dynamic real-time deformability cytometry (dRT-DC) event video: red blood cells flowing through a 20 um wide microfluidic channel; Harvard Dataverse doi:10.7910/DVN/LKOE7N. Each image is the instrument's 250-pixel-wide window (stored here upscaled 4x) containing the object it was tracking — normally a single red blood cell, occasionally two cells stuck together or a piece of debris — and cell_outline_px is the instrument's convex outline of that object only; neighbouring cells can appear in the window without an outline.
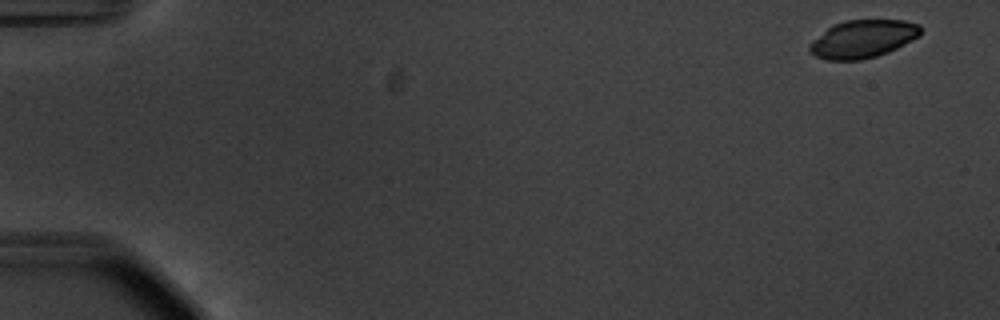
{"species": "common noctule bat (a hibernating species)", "species_latin": "Nyctalus noctula", "temperature_condition": "warm", "stored_images_in_passage": 53, "camera_frame_rate_fps": 3000, "um_per_image_px": 0.085, "animal": {"sex": "male", "body_mass_g": 20.1, "forearm_length_mm": 53.5}, "frame": {"image": 1, "passage_image": 1, "time_ms": 0.0, "image_size_px": [1000, 320], "cell_outline_px": [[920, 36], [888, 52], [876, 56], [860, 60], [828, 60], [816, 56], [808, 48], [808, 44], [812, 40], [832, 24], [844, 20], [904, 20], [920, 24]], "centroid_in_image_um": [73.33, 3.3], "position_along_channel_um": 11.7, "area_um2": 24.51}}
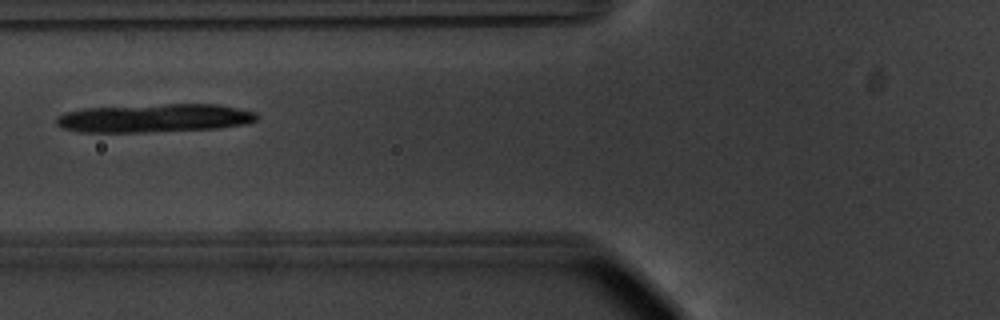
{"frame": {"image": 2, "passage_image": 21, "time_ms": 6.667, "image_size_px": [1000, 320], "cell_outline_px": [[260, 116], [256, 120], [244, 124], [220, 128], [140, 132], [80, 132], [64, 128], [56, 124], [56, 116], [68, 112], [84, 108], [164, 104], [220, 104], [256, 112]], "centroid_in_image_um": [13.15, 10.03], "position_along_channel_um": 112.6, "area_um2": 33.18}}
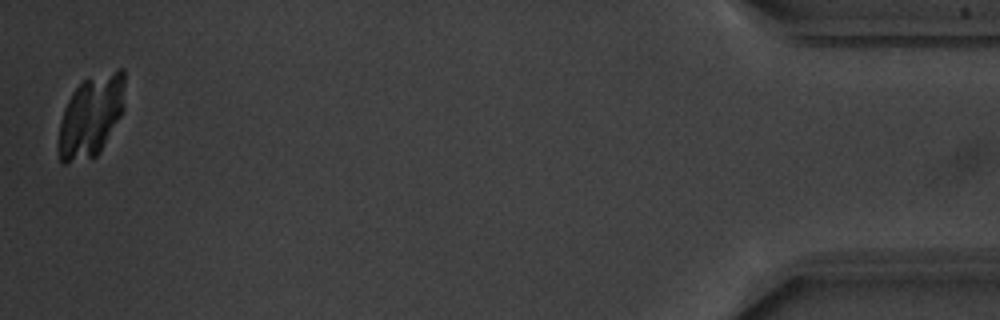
{"frame": {"image": 3, "passage_image": 53, "time_ms": 17.333, "image_size_px": [1000, 320], "cell_outline_px": [[124, 112], [100, 152], [96, 156], [64, 164], [60, 160], [60, 124], [64, 108], [72, 92], [84, 80], [116, 68], [124, 68]], "centroid_in_image_um": [7.79, 9.83], "position_along_channel_um": 427.4, "area_um2": 31.39}}